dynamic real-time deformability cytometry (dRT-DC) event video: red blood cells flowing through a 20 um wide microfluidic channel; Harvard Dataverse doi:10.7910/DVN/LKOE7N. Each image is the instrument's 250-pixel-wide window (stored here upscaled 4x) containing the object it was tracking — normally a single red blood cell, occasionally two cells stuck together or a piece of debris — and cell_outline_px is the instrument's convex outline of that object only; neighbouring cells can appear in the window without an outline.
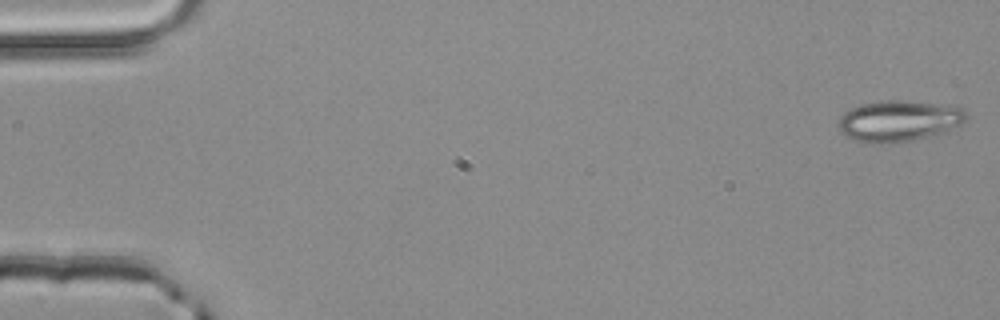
{"species": "common noctule bat (a hibernating species)", "species_latin": "Nyctalus noctula", "temperature_condition": "room temperature", "stored_images_in_passage": 52, "camera_frame_rate_fps": 3000, "um_per_image_px": 0.085, "animal": {"sex": "male", "body_mass_g": 20.4}, "frame": {"image": 1, "passage_image": 1, "time_ms": 0.0, "image_size_px": [1000, 320], "cell_outline_px": [[968, 116], [960, 124], [936, 136], [896, 144], [868, 144], [856, 140], [840, 132], [836, 124], [840, 116], [844, 112], [860, 104], [888, 100], [900, 100], [936, 104], [960, 108]], "centroid_in_image_um": [76.34, 10.32], "position_along_channel_um": 8.7, "area_um2": 30.87}}
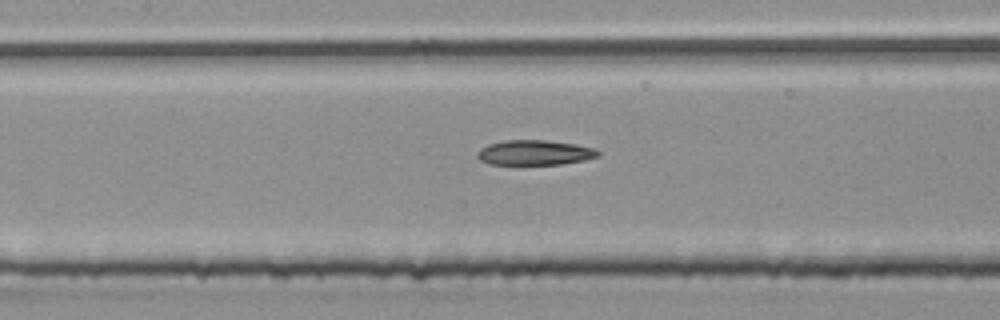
{"frame": {"image": 2, "passage_image": 24, "time_ms": 7.667, "image_size_px": [1000, 320], "cell_outline_px": [[600, 156], [584, 160], [560, 164], [488, 164], [480, 160], [476, 156], [476, 152], [480, 148], [488, 144], [504, 140], [548, 140], [576, 144], [596, 148], [600, 152]], "centroid_in_image_um": [45.45, 12.96], "position_along_channel_um": 162.0, "area_um2": 17.74}}
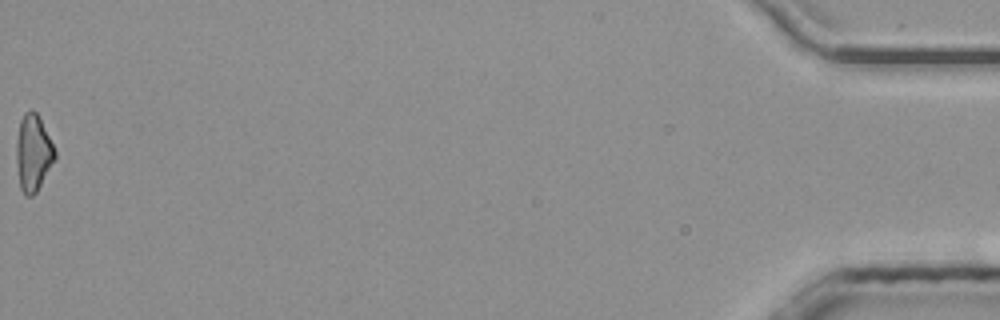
{"frame": {"image": 3, "passage_image": 52, "time_ms": 17.0, "image_size_px": [1000, 320], "cell_outline_px": [[56, 156], [36, 192], [32, 196], [24, 196], [20, 188], [16, 160], [16, 144], [20, 120], [24, 112], [32, 108], [36, 112], [56, 152]], "centroid_in_image_um": [2.79, 13.0], "position_along_channel_um": 432.4, "area_um2": 16.88}}